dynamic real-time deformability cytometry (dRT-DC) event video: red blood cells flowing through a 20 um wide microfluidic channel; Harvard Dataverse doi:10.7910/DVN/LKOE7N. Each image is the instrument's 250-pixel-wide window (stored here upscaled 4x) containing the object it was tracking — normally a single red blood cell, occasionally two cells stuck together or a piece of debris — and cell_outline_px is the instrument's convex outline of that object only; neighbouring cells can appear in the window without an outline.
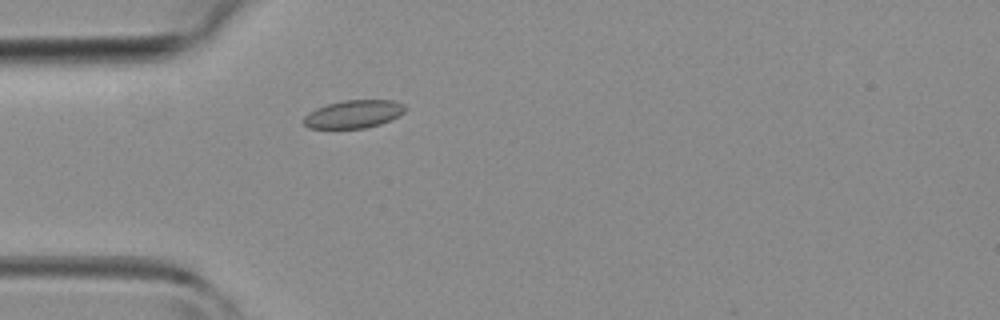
{"species": "common noctule bat (a hibernating species)", "species_latin": "Nyctalus noctula", "temperature_condition": "room temperature", "stored_images_in_passage": 1, "camera_frame_rate_fps": 3000, "um_per_image_px": 0.085, "animal": {"sex": "female", "body_mass_g": 19.3, "forearm_length_mm": 54.1}, "frame": {"image": 1, "passage_image": 1, "time_ms": 0.0, "image_size_px": [1000, 320], "cell_outline_px": [[408, 108], [404, 112], [380, 124], [364, 128], [308, 128], [304, 124], [304, 116], [308, 112], [316, 108], [328, 104], [344, 100], [392, 100], [404, 104]], "centroid_in_image_um": [30.05, 9.69], "position_along_channel_um": 55.0, "area_um2": 16.42}}